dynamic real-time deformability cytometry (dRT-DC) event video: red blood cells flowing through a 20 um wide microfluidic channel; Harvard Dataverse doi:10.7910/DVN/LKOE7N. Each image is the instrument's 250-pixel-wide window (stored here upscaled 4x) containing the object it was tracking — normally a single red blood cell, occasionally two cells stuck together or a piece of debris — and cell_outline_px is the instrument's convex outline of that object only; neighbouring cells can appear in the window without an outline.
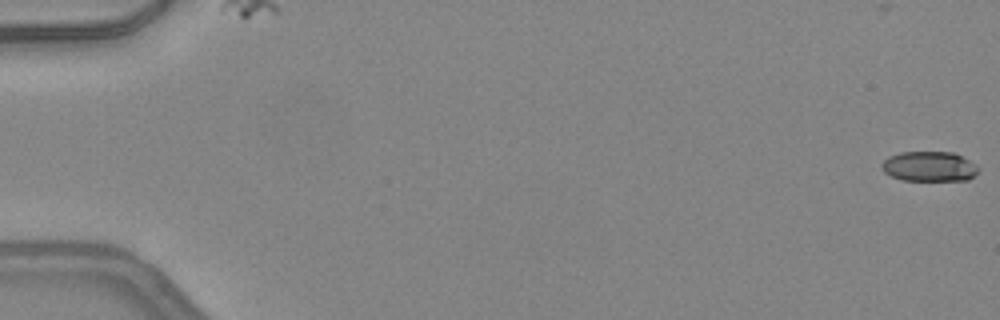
{"species": "common noctule bat (a hibernating species)", "species_latin": "Nyctalus noctula", "temperature_condition": "warm", "stored_images_in_passage": 50, "camera_frame_rate_fps": 3000, "um_per_image_px": 0.085, "animal": {"sex": "female", "body_mass_g": 24.6, "forearm_length_mm": 56.2}, "frame": {"image": 1, "passage_image": 1, "time_ms": 0.0, "image_size_px": [1000, 320], "cell_outline_px": [[976, 172], [968, 180], [900, 180], [884, 172], [880, 168], [880, 164], [888, 156], [900, 152], [952, 152], [976, 164]], "centroid_in_image_um": [78.91, 14.14], "position_along_channel_um": 6.1, "area_um2": 16.76}}
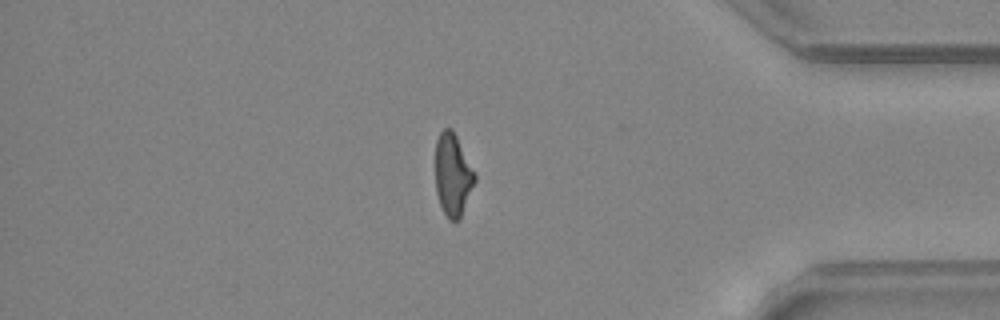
{"frame": {"image": 2, "passage_image": 43, "time_ms": 14.0, "image_size_px": [1000, 320], "cell_outline_px": [[476, 180], [460, 220], [448, 220], [440, 204], [436, 192], [436, 140], [440, 132], [444, 128], [452, 128], [476, 176]], "centroid_in_image_um": [38.48, 14.88], "position_along_channel_um": 396.7, "area_um2": 18.73}}
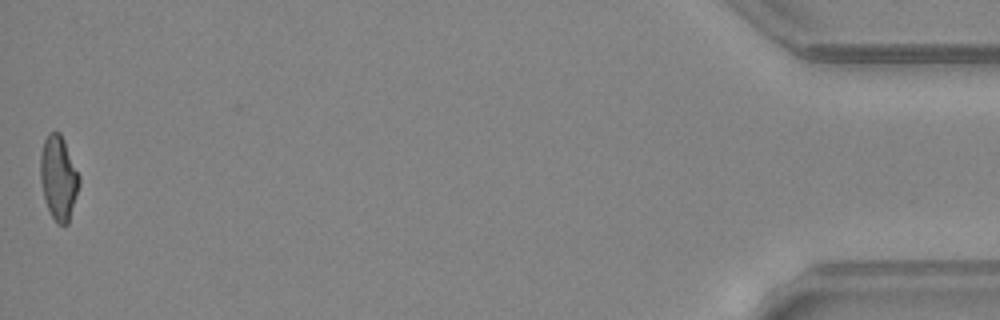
{"frame": {"image": 3, "passage_image": 50, "time_ms": 16.333, "image_size_px": [1000, 320], "cell_outline_px": [[80, 184], [68, 224], [56, 224], [44, 200], [40, 180], [40, 156], [44, 140], [48, 132], [60, 132], [64, 140], [80, 176]], "centroid_in_image_um": [4.97, 15.11], "position_along_channel_um": 430.2, "area_um2": 19.13}, "authors_computed_cell_mechanics": {"area_um2": 19.1896, "velocity_mm_per_s": 4.2656, "shape_relaxation_time_tau1_ms": null, "shape_relaxation_time_tau2_ms": 0.9629, "deformation_change_tau1": null, "deformation_change_tau2": 0.0883}}